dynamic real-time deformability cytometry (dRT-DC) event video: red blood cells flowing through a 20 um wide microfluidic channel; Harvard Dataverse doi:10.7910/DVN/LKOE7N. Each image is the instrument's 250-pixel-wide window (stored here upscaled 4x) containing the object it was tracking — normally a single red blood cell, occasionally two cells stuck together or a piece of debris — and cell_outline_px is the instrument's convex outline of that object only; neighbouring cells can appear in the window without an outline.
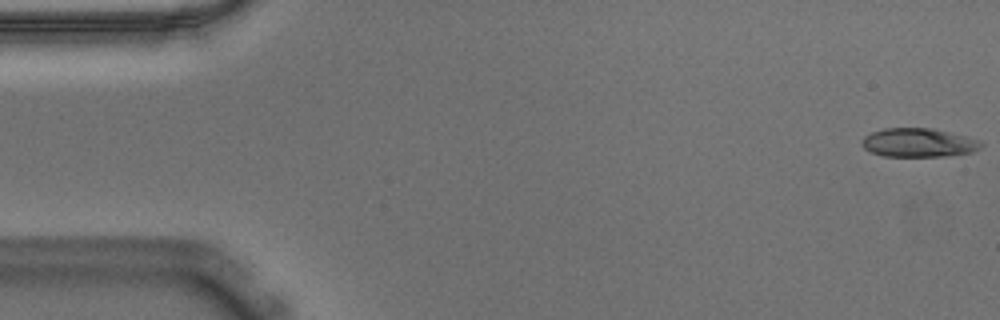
{"species": "Egyptian fruit bat (a non-hibernating species)", "species_latin": "Rousettus aegyptiacus", "temperature_condition": "warm", "stored_images_in_passage": 54, "camera_frame_rate_fps": 3000, "um_per_image_px": 0.085, "animal": {"sex": "male"}, "frame": {"image": 1, "passage_image": 1, "time_ms": 0.0, "image_size_px": [1000, 320], "cell_outline_px": [[984, 144], [980, 148], [972, 152], [944, 156], [884, 156], [872, 152], [864, 148], [860, 144], [860, 140], [864, 136], [872, 132], [884, 128], [932, 128], [968, 136], [980, 140]], "centroid_in_image_um": [78.08, 12.12], "position_along_channel_um": 6.9, "area_um2": 20.11}}
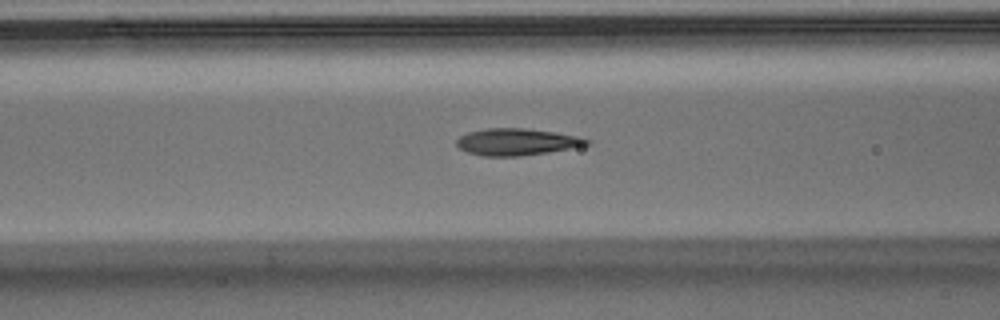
{"frame": {"image": 2, "passage_image": 21, "time_ms": 6.667, "image_size_px": [1000, 320], "cell_outline_px": [[592, 144], [572, 148], [548, 152], [520, 156], [480, 156], [468, 152], [460, 148], [456, 144], [456, 140], [460, 136], [468, 132], [484, 128], [524, 128], [556, 132], [576, 136], [592, 140]], "centroid_in_image_um": [43.93, 12.06], "position_along_channel_um": 122.7, "area_um2": 20.46}}
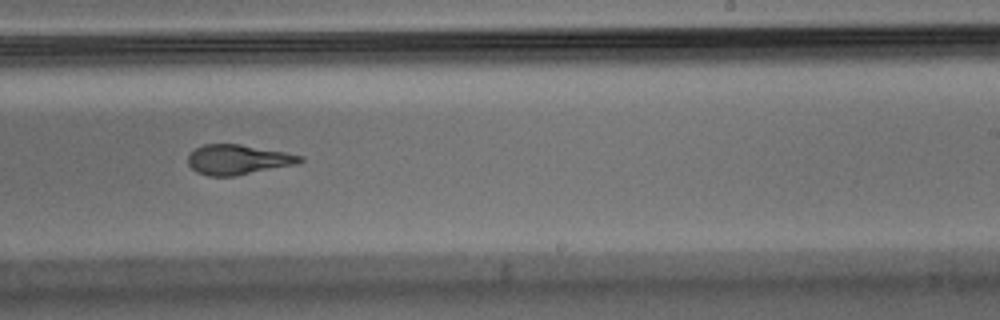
{"frame": {"image": 3, "passage_image": 33, "time_ms": 10.667, "image_size_px": [1000, 320], "cell_outline_px": [[304, 160], [296, 164], [232, 176], [208, 176], [196, 172], [188, 164], [188, 156], [196, 148], [204, 144], [240, 144], [284, 152], [304, 156]], "centroid_in_image_um": [20.21, 13.56], "position_along_channel_um": 268.8, "area_um2": 19.31}, "authors_computed_cell_mechanics": {"area_um2": 20.1722, "velocity_mm_per_s": 3.654, "shape_relaxation_time_tau1_ms": 6.5011, "shape_relaxation_time_tau2_ms": 1.7613, "deformation_change_tau1": 0.2212, "deformation_change_tau2": 0.1078}}